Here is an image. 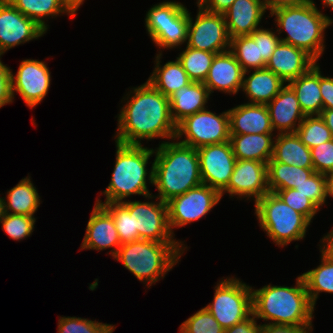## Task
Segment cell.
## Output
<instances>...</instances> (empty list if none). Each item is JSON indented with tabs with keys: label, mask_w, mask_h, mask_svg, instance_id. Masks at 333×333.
<instances>
[{
	"label": "cell",
	"mask_w": 333,
	"mask_h": 333,
	"mask_svg": "<svg viewBox=\"0 0 333 333\" xmlns=\"http://www.w3.org/2000/svg\"><path fill=\"white\" fill-rule=\"evenodd\" d=\"M122 102L125 104L119 108L120 112L116 116V142L142 145L145 139L147 142L155 138L169 141L175 139L177 125L171 116L169 97L149 81L130 88Z\"/></svg>",
	"instance_id": "6da1fadb"
},
{
	"label": "cell",
	"mask_w": 333,
	"mask_h": 333,
	"mask_svg": "<svg viewBox=\"0 0 333 333\" xmlns=\"http://www.w3.org/2000/svg\"><path fill=\"white\" fill-rule=\"evenodd\" d=\"M153 186L163 202L202 184L197 149L176 139L159 142L154 149Z\"/></svg>",
	"instance_id": "7a4b0ae2"
},
{
	"label": "cell",
	"mask_w": 333,
	"mask_h": 333,
	"mask_svg": "<svg viewBox=\"0 0 333 333\" xmlns=\"http://www.w3.org/2000/svg\"><path fill=\"white\" fill-rule=\"evenodd\" d=\"M314 310L301 275L294 287L269 283L252 288V314L257 320L263 319L264 324L313 325Z\"/></svg>",
	"instance_id": "3957f363"
},
{
	"label": "cell",
	"mask_w": 333,
	"mask_h": 333,
	"mask_svg": "<svg viewBox=\"0 0 333 333\" xmlns=\"http://www.w3.org/2000/svg\"><path fill=\"white\" fill-rule=\"evenodd\" d=\"M116 161L110 183L101 193L105 196L103 202L99 198L95 203L124 202L132 195H142L143 198L152 195L149 185L153 186V162H149L154 155V149L142 145H127L115 141ZM151 164L150 170L147 169ZM149 170V171H148Z\"/></svg>",
	"instance_id": "277c9868"
},
{
	"label": "cell",
	"mask_w": 333,
	"mask_h": 333,
	"mask_svg": "<svg viewBox=\"0 0 333 333\" xmlns=\"http://www.w3.org/2000/svg\"><path fill=\"white\" fill-rule=\"evenodd\" d=\"M275 16L276 32L284 43L305 50L317 62L325 50V30L333 24V19L317 8L316 2L278 8L271 13Z\"/></svg>",
	"instance_id": "5b68a950"
},
{
	"label": "cell",
	"mask_w": 333,
	"mask_h": 333,
	"mask_svg": "<svg viewBox=\"0 0 333 333\" xmlns=\"http://www.w3.org/2000/svg\"><path fill=\"white\" fill-rule=\"evenodd\" d=\"M186 249L181 242L140 239L122 244L113 259L150 289L179 263Z\"/></svg>",
	"instance_id": "8992f818"
},
{
	"label": "cell",
	"mask_w": 333,
	"mask_h": 333,
	"mask_svg": "<svg viewBox=\"0 0 333 333\" xmlns=\"http://www.w3.org/2000/svg\"><path fill=\"white\" fill-rule=\"evenodd\" d=\"M254 206L260 228L278 247L283 248L306 237L311 222L288 206L276 193H266Z\"/></svg>",
	"instance_id": "52a82bcc"
},
{
	"label": "cell",
	"mask_w": 333,
	"mask_h": 333,
	"mask_svg": "<svg viewBox=\"0 0 333 333\" xmlns=\"http://www.w3.org/2000/svg\"><path fill=\"white\" fill-rule=\"evenodd\" d=\"M144 19L145 29L159 49H178L187 43L189 9L183 3L168 0L154 4Z\"/></svg>",
	"instance_id": "ba28073f"
},
{
	"label": "cell",
	"mask_w": 333,
	"mask_h": 333,
	"mask_svg": "<svg viewBox=\"0 0 333 333\" xmlns=\"http://www.w3.org/2000/svg\"><path fill=\"white\" fill-rule=\"evenodd\" d=\"M205 308L222 328L228 329L252 314V287L235 276L217 281L214 298Z\"/></svg>",
	"instance_id": "9c48e42d"
},
{
	"label": "cell",
	"mask_w": 333,
	"mask_h": 333,
	"mask_svg": "<svg viewBox=\"0 0 333 333\" xmlns=\"http://www.w3.org/2000/svg\"><path fill=\"white\" fill-rule=\"evenodd\" d=\"M230 136L228 110L216 114L206 108L180 121L177 124L175 139L197 149L205 145L227 142Z\"/></svg>",
	"instance_id": "30bf717a"
},
{
	"label": "cell",
	"mask_w": 333,
	"mask_h": 333,
	"mask_svg": "<svg viewBox=\"0 0 333 333\" xmlns=\"http://www.w3.org/2000/svg\"><path fill=\"white\" fill-rule=\"evenodd\" d=\"M146 199H148L146 202L127 199L122 202L129 213H133V241L143 239L156 242H181L187 248L185 241L176 240L171 232L167 203L154 197L153 194Z\"/></svg>",
	"instance_id": "8fae6325"
},
{
	"label": "cell",
	"mask_w": 333,
	"mask_h": 333,
	"mask_svg": "<svg viewBox=\"0 0 333 333\" xmlns=\"http://www.w3.org/2000/svg\"><path fill=\"white\" fill-rule=\"evenodd\" d=\"M221 199V193L218 190L203 183L184 194L171 198L166 203L172 234L175 236V228L184 227L203 218Z\"/></svg>",
	"instance_id": "7c38bea8"
},
{
	"label": "cell",
	"mask_w": 333,
	"mask_h": 333,
	"mask_svg": "<svg viewBox=\"0 0 333 333\" xmlns=\"http://www.w3.org/2000/svg\"><path fill=\"white\" fill-rule=\"evenodd\" d=\"M196 18L189 12L187 43L188 47L212 53L230 50L231 39L223 14L212 13L197 4Z\"/></svg>",
	"instance_id": "4fadbf2b"
},
{
	"label": "cell",
	"mask_w": 333,
	"mask_h": 333,
	"mask_svg": "<svg viewBox=\"0 0 333 333\" xmlns=\"http://www.w3.org/2000/svg\"><path fill=\"white\" fill-rule=\"evenodd\" d=\"M10 81L13 102L15 95L19 94L26 106L33 109L45 98L50 89L51 72L43 60L24 59L15 75L11 70Z\"/></svg>",
	"instance_id": "5bb4252c"
},
{
	"label": "cell",
	"mask_w": 333,
	"mask_h": 333,
	"mask_svg": "<svg viewBox=\"0 0 333 333\" xmlns=\"http://www.w3.org/2000/svg\"><path fill=\"white\" fill-rule=\"evenodd\" d=\"M201 180L220 193L228 186L237 159L230 141L197 148Z\"/></svg>",
	"instance_id": "9a60e30c"
},
{
	"label": "cell",
	"mask_w": 333,
	"mask_h": 333,
	"mask_svg": "<svg viewBox=\"0 0 333 333\" xmlns=\"http://www.w3.org/2000/svg\"><path fill=\"white\" fill-rule=\"evenodd\" d=\"M270 192L268 188L267 164L256 160H237L228 186L221 192L230 198L253 199L256 203Z\"/></svg>",
	"instance_id": "2e32d148"
},
{
	"label": "cell",
	"mask_w": 333,
	"mask_h": 333,
	"mask_svg": "<svg viewBox=\"0 0 333 333\" xmlns=\"http://www.w3.org/2000/svg\"><path fill=\"white\" fill-rule=\"evenodd\" d=\"M46 33L34 20L17 10L9 0H0V57L9 49L39 39Z\"/></svg>",
	"instance_id": "e0dca14e"
},
{
	"label": "cell",
	"mask_w": 333,
	"mask_h": 333,
	"mask_svg": "<svg viewBox=\"0 0 333 333\" xmlns=\"http://www.w3.org/2000/svg\"><path fill=\"white\" fill-rule=\"evenodd\" d=\"M121 245L112 216L95 203L80 250L91 249L99 252L111 248L108 254L114 257Z\"/></svg>",
	"instance_id": "ac0fdd59"
},
{
	"label": "cell",
	"mask_w": 333,
	"mask_h": 333,
	"mask_svg": "<svg viewBox=\"0 0 333 333\" xmlns=\"http://www.w3.org/2000/svg\"><path fill=\"white\" fill-rule=\"evenodd\" d=\"M244 72L230 50L218 53L209 68L204 85L208 88L210 95L217 90L225 94L236 95L241 91Z\"/></svg>",
	"instance_id": "d6986e66"
},
{
	"label": "cell",
	"mask_w": 333,
	"mask_h": 333,
	"mask_svg": "<svg viewBox=\"0 0 333 333\" xmlns=\"http://www.w3.org/2000/svg\"><path fill=\"white\" fill-rule=\"evenodd\" d=\"M317 63L305 50L280 41L265 68L287 84L307 73Z\"/></svg>",
	"instance_id": "ffe728a7"
},
{
	"label": "cell",
	"mask_w": 333,
	"mask_h": 333,
	"mask_svg": "<svg viewBox=\"0 0 333 333\" xmlns=\"http://www.w3.org/2000/svg\"><path fill=\"white\" fill-rule=\"evenodd\" d=\"M266 106L277 134L295 133L305 118L297 96L288 84Z\"/></svg>",
	"instance_id": "44dd1931"
},
{
	"label": "cell",
	"mask_w": 333,
	"mask_h": 333,
	"mask_svg": "<svg viewBox=\"0 0 333 333\" xmlns=\"http://www.w3.org/2000/svg\"><path fill=\"white\" fill-rule=\"evenodd\" d=\"M264 0H235L223 13L230 39L252 34L266 13Z\"/></svg>",
	"instance_id": "7402d4cb"
},
{
	"label": "cell",
	"mask_w": 333,
	"mask_h": 333,
	"mask_svg": "<svg viewBox=\"0 0 333 333\" xmlns=\"http://www.w3.org/2000/svg\"><path fill=\"white\" fill-rule=\"evenodd\" d=\"M230 134L273 133L266 104L243 103L228 109Z\"/></svg>",
	"instance_id": "603a6c76"
},
{
	"label": "cell",
	"mask_w": 333,
	"mask_h": 333,
	"mask_svg": "<svg viewBox=\"0 0 333 333\" xmlns=\"http://www.w3.org/2000/svg\"><path fill=\"white\" fill-rule=\"evenodd\" d=\"M285 84L276 74L266 68L248 70L244 72L241 91L248 98L247 103L267 104Z\"/></svg>",
	"instance_id": "cb8c5ba5"
},
{
	"label": "cell",
	"mask_w": 333,
	"mask_h": 333,
	"mask_svg": "<svg viewBox=\"0 0 333 333\" xmlns=\"http://www.w3.org/2000/svg\"><path fill=\"white\" fill-rule=\"evenodd\" d=\"M208 88L201 82H191L172 93L169 97L171 116L177 125L185 117L208 108Z\"/></svg>",
	"instance_id": "d4e9b609"
},
{
	"label": "cell",
	"mask_w": 333,
	"mask_h": 333,
	"mask_svg": "<svg viewBox=\"0 0 333 333\" xmlns=\"http://www.w3.org/2000/svg\"><path fill=\"white\" fill-rule=\"evenodd\" d=\"M275 134H230L229 141L235 158L267 164L272 158Z\"/></svg>",
	"instance_id": "484cf974"
},
{
	"label": "cell",
	"mask_w": 333,
	"mask_h": 333,
	"mask_svg": "<svg viewBox=\"0 0 333 333\" xmlns=\"http://www.w3.org/2000/svg\"><path fill=\"white\" fill-rule=\"evenodd\" d=\"M319 64L317 63L307 73L287 83L297 96L305 116L320 115L323 110Z\"/></svg>",
	"instance_id": "4316f807"
},
{
	"label": "cell",
	"mask_w": 333,
	"mask_h": 333,
	"mask_svg": "<svg viewBox=\"0 0 333 333\" xmlns=\"http://www.w3.org/2000/svg\"><path fill=\"white\" fill-rule=\"evenodd\" d=\"M162 52V50H159L155 55V66L147 81L166 97H170L172 93L189 85L192 81L177 57L175 61H168L161 65Z\"/></svg>",
	"instance_id": "83f0119b"
},
{
	"label": "cell",
	"mask_w": 333,
	"mask_h": 333,
	"mask_svg": "<svg viewBox=\"0 0 333 333\" xmlns=\"http://www.w3.org/2000/svg\"><path fill=\"white\" fill-rule=\"evenodd\" d=\"M268 162H281L301 168H314L310 149L296 133L275 135L272 158Z\"/></svg>",
	"instance_id": "f1b7e54d"
},
{
	"label": "cell",
	"mask_w": 333,
	"mask_h": 333,
	"mask_svg": "<svg viewBox=\"0 0 333 333\" xmlns=\"http://www.w3.org/2000/svg\"><path fill=\"white\" fill-rule=\"evenodd\" d=\"M9 2L24 16L34 20L46 32L49 28L47 19H55V17L64 14L71 19L76 17V13L64 0H9Z\"/></svg>",
	"instance_id": "f546056e"
},
{
	"label": "cell",
	"mask_w": 333,
	"mask_h": 333,
	"mask_svg": "<svg viewBox=\"0 0 333 333\" xmlns=\"http://www.w3.org/2000/svg\"><path fill=\"white\" fill-rule=\"evenodd\" d=\"M31 181V176L22 178L3 197L7 214L34 216L41 204V197Z\"/></svg>",
	"instance_id": "4dcf8cb0"
},
{
	"label": "cell",
	"mask_w": 333,
	"mask_h": 333,
	"mask_svg": "<svg viewBox=\"0 0 333 333\" xmlns=\"http://www.w3.org/2000/svg\"><path fill=\"white\" fill-rule=\"evenodd\" d=\"M319 248L321 252L320 265L301 274L314 308L320 293L325 292L333 294V258L320 246Z\"/></svg>",
	"instance_id": "1f68e13d"
},
{
	"label": "cell",
	"mask_w": 333,
	"mask_h": 333,
	"mask_svg": "<svg viewBox=\"0 0 333 333\" xmlns=\"http://www.w3.org/2000/svg\"><path fill=\"white\" fill-rule=\"evenodd\" d=\"M314 168H301L281 162H268V188L270 192L294 189L314 173Z\"/></svg>",
	"instance_id": "d6a6232c"
},
{
	"label": "cell",
	"mask_w": 333,
	"mask_h": 333,
	"mask_svg": "<svg viewBox=\"0 0 333 333\" xmlns=\"http://www.w3.org/2000/svg\"><path fill=\"white\" fill-rule=\"evenodd\" d=\"M215 55L216 53L193 49L186 45L177 58L192 82L204 83Z\"/></svg>",
	"instance_id": "836d02e7"
},
{
	"label": "cell",
	"mask_w": 333,
	"mask_h": 333,
	"mask_svg": "<svg viewBox=\"0 0 333 333\" xmlns=\"http://www.w3.org/2000/svg\"><path fill=\"white\" fill-rule=\"evenodd\" d=\"M230 51L234 54L244 71L264 69L266 67V63L260 56L259 40H253L250 35L232 38Z\"/></svg>",
	"instance_id": "e575fe53"
},
{
	"label": "cell",
	"mask_w": 333,
	"mask_h": 333,
	"mask_svg": "<svg viewBox=\"0 0 333 333\" xmlns=\"http://www.w3.org/2000/svg\"><path fill=\"white\" fill-rule=\"evenodd\" d=\"M295 133L309 149L333 139L320 115L305 116Z\"/></svg>",
	"instance_id": "d590c367"
},
{
	"label": "cell",
	"mask_w": 333,
	"mask_h": 333,
	"mask_svg": "<svg viewBox=\"0 0 333 333\" xmlns=\"http://www.w3.org/2000/svg\"><path fill=\"white\" fill-rule=\"evenodd\" d=\"M116 326L88 318L60 316L57 333H113Z\"/></svg>",
	"instance_id": "8d00e7d4"
},
{
	"label": "cell",
	"mask_w": 333,
	"mask_h": 333,
	"mask_svg": "<svg viewBox=\"0 0 333 333\" xmlns=\"http://www.w3.org/2000/svg\"><path fill=\"white\" fill-rule=\"evenodd\" d=\"M101 205L113 218L121 244L133 241V213L122 202Z\"/></svg>",
	"instance_id": "74e56055"
},
{
	"label": "cell",
	"mask_w": 333,
	"mask_h": 333,
	"mask_svg": "<svg viewBox=\"0 0 333 333\" xmlns=\"http://www.w3.org/2000/svg\"><path fill=\"white\" fill-rule=\"evenodd\" d=\"M36 219L35 216L6 213L0 224L9 238L19 242L32 236Z\"/></svg>",
	"instance_id": "f35d334b"
},
{
	"label": "cell",
	"mask_w": 333,
	"mask_h": 333,
	"mask_svg": "<svg viewBox=\"0 0 333 333\" xmlns=\"http://www.w3.org/2000/svg\"><path fill=\"white\" fill-rule=\"evenodd\" d=\"M180 333H224L222 326L205 308L186 319L179 327Z\"/></svg>",
	"instance_id": "ab89813d"
},
{
	"label": "cell",
	"mask_w": 333,
	"mask_h": 333,
	"mask_svg": "<svg viewBox=\"0 0 333 333\" xmlns=\"http://www.w3.org/2000/svg\"><path fill=\"white\" fill-rule=\"evenodd\" d=\"M294 189L309 198L319 209L327 204L325 174L314 172L304 182L296 185Z\"/></svg>",
	"instance_id": "60d3db41"
},
{
	"label": "cell",
	"mask_w": 333,
	"mask_h": 333,
	"mask_svg": "<svg viewBox=\"0 0 333 333\" xmlns=\"http://www.w3.org/2000/svg\"><path fill=\"white\" fill-rule=\"evenodd\" d=\"M276 193L288 206L303 214L311 223L320 209L306 196L295 189L277 190Z\"/></svg>",
	"instance_id": "b9f144b4"
},
{
	"label": "cell",
	"mask_w": 333,
	"mask_h": 333,
	"mask_svg": "<svg viewBox=\"0 0 333 333\" xmlns=\"http://www.w3.org/2000/svg\"><path fill=\"white\" fill-rule=\"evenodd\" d=\"M314 171L333 174V139L310 149Z\"/></svg>",
	"instance_id": "7bdbcfd3"
},
{
	"label": "cell",
	"mask_w": 333,
	"mask_h": 333,
	"mask_svg": "<svg viewBox=\"0 0 333 333\" xmlns=\"http://www.w3.org/2000/svg\"><path fill=\"white\" fill-rule=\"evenodd\" d=\"M250 36L253 40H259L260 56H262L264 62L267 64L275 48L281 41L276 30L273 31V28L269 29L261 26L250 34Z\"/></svg>",
	"instance_id": "ee69618b"
},
{
	"label": "cell",
	"mask_w": 333,
	"mask_h": 333,
	"mask_svg": "<svg viewBox=\"0 0 333 333\" xmlns=\"http://www.w3.org/2000/svg\"><path fill=\"white\" fill-rule=\"evenodd\" d=\"M11 69L0 58V109L13 102L11 95Z\"/></svg>",
	"instance_id": "f6af8a7d"
},
{
	"label": "cell",
	"mask_w": 333,
	"mask_h": 333,
	"mask_svg": "<svg viewBox=\"0 0 333 333\" xmlns=\"http://www.w3.org/2000/svg\"><path fill=\"white\" fill-rule=\"evenodd\" d=\"M313 325L261 324L259 333H313Z\"/></svg>",
	"instance_id": "bcb514c9"
},
{
	"label": "cell",
	"mask_w": 333,
	"mask_h": 333,
	"mask_svg": "<svg viewBox=\"0 0 333 333\" xmlns=\"http://www.w3.org/2000/svg\"><path fill=\"white\" fill-rule=\"evenodd\" d=\"M320 93L323 109H333V77L324 76L320 70Z\"/></svg>",
	"instance_id": "7dc6e473"
},
{
	"label": "cell",
	"mask_w": 333,
	"mask_h": 333,
	"mask_svg": "<svg viewBox=\"0 0 333 333\" xmlns=\"http://www.w3.org/2000/svg\"><path fill=\"white\" fill-rule=\"evenodd\" d=\"M260 326L261 324H258L257 319L251 314L247 319L225 329L224 333H259Z\"/></svg>",
	"instance_id": "c3c4849f"
},
{
	"label": "cell",
	"mask_w": 333,
	"mask_h": 333,
	"mask_svg": "<svg viewBox=\"0 0 333 333\" xmlns=\"http://www.w3.org/2000/svg\"><path fill=\"white\" fill-rule=\"evenodd\" d=\"M235 0H197L203 9L212 12L223 14Z\"/></svg>",
	"instance_id": "681fc988"
},
{
	"label": "cell",
	"mask_w": 333,
	"mask_h": 333,
	"mask_svg": "<svg viewBox=\"0 0 333 333\" xmlns=\"http://www.w3.org/2000/svg\"><path fill=\"white\" fill-rule=\"evenodd\" d=\"M264 1H265V8L266 10L267 9L269 10V13L278 8L298 6L311 2V0H264Z\"/></svg>",
	"instance_id": "f907efd6"
},
{
	"label": "cell",
	"mask_w": 333,
	"mask_h": 333,
	"mask_svg": "<svg viewBox=\"0 0 333 333\" xmlns=\"http://www.w3.org/2000/svg\"><path fill=\"white\" fill-rule=\"evenodd\" d=\"M320 246L328 255L333 258V228L320 239Z\"/></svg>",
	"instance_id": "816d5d0a"
},
{
	"label": "cell",
	"mask_w": 333,
	"mask_h": 333,
	"mask_svg": "<svg viewBox=\"0 0 333 333\" xmlns=\"http://www.w3.org/2000/svg\"><path fill=\"white\" fill-rule=\"evenodd\" d=\"M320 117L323 119L333 135V109H323L320 113Z\"/></svg>",
	"instance_id": "f5cc1de1"
},
{
	"label": "cell",
	"mask_w": 333,
	"mask_h": 333,
	"mask_svg": "<svg viewBox=\"0 0 333 333\" xmlns=\"http://www.w3.org/2000/svg\"><path fill=\"white\" fill-rule=\"evenodd\" d=\"M326 199L333 198V174H326Z\"/></svg>",
	"instance_id": "db71d44e"
},
{
	"label": "cell",
	"mask_w": 333,
	"mask_h": 333,
	"mask_svg": "<svg viewBox=\"0 0 333 333\" xmlns=\"http://www.w3.org/2000/svg\"><path fill=\"white\" fill-rule=\"evenodd\" d=\"M66 4L77 13L78 9L83 5L84 0H64Z\"/></svg>",
	"instance_id": "11a10c76"
},
{
	"label": "cell",
	"mask_w": 333,
	"mask_h": 333,
	"mask_svg": "<svg viewBox=\"0 0 333 333\" xmlns=\"http://www.w3.org/2000/svg\"><path fill=\"white\" fill-rule=\"evenodd\" d=\"M5 214H6V211H5L4 199H3V197H0V223L3 220Z\"/></svg>",
	"instance_id": "9f6ffc18"
},
{
	"label": "cell",
	"mask_w": 333,
	"mask_h": 333,
	"mask_svg": "<svg viewBox=\"0 0 333 333\" xmlns=\"http://www.w3.org/2000/svg\"><path fill=\"white\" fill-rule=\"evenodd\" d=\"M321 1H322V3H320V4H322L324 8L330 7L331 10H333V0H321Z\"/></svg>",
	"instance_id": "6f0895ef"
}]
</instances>
